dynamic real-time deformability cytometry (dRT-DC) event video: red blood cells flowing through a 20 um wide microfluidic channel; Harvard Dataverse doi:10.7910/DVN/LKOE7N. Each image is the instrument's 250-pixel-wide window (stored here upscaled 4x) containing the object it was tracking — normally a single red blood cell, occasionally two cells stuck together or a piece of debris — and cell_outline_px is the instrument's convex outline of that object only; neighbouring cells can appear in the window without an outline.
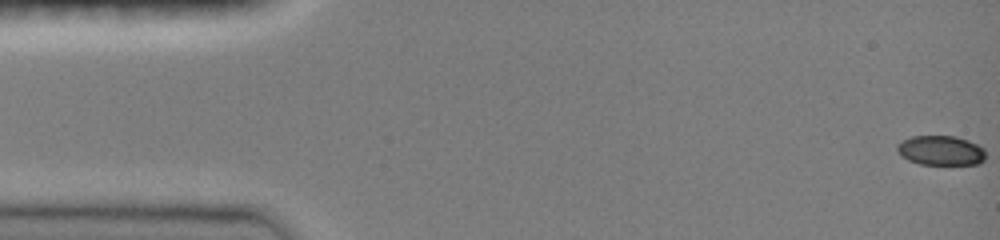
{"species": "common noctule bat (a hibernating species)", "species_latin": "Nyctalus noctula", "temperature_condition": "room temperature", "stored_images_in_passage": 48, "camera_frame_rate_fps": 3000, "um_per_image_px": 0.085, "animal": {"sex": "female", "body_mass_g": 19.0, "forearm_length_mm": 51.5}, "frame": {"image": 1, "passage_image": 1, "time_ms": 0.0, "image_size_px": [1000, 240], "cell_outline_px": [[984, 160], [980, 164], [920, 164], [908, 160], [900, 156], [896, 148], [896, 144], [900, 140], [912, 136], [956, 136], [968, 140], [984, 148]], "centroid_in_image_um": [79.93, 12.78], "position_along_channel_um": 5.1, "area_um2": 15.43}}
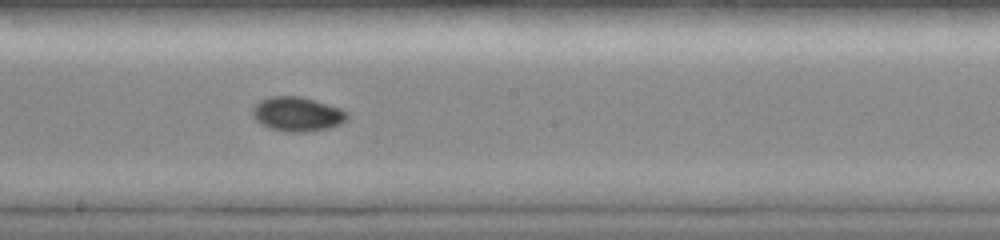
{"frame": {"image": 2, "passage_image": 27, "time_ms": 8.667, "image_size_px": [1000, 240], "cell_outline_px": [[348, 120], [340, 124], [328, 128], [308, 132], [288, 132], [268, 128], [260, 124], [252, 116], [252, 108], [260, 100], [272, 96], [300, 96], [340, 108], [348, 112]], "centroid_in_image_um": [25.26, 9.71], "position_along_channel_um": 222.9, "area_um2": 19.07}}
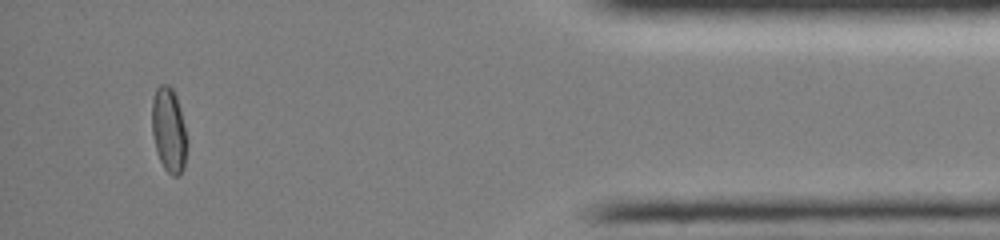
{"frame": {"image": 3, "passage_image": 45, "time_ms": 14.667, "image_size_px": [1000, 240], "cell_outline_px": [[188, 144], [184, 168], [180, 176], [172, 176], [164, 168], [156, 152], [152, 132], [152, 100], [156, 88], [160, 84], [168, 84], [172, 88], [176, 96], [180, 108], [188, 140]], "centroid_in_image_um": [14.36, 11.08], "position_along_channel_um": 420.8, "area_um2": 17.63}, "authors_computed_cell_mechanics": {"area_um2": 17.4556, "velocity_mm_per_s": 4.0464, "shape_relaxation_time_tau1_ms": null, "shape_relaxation_time_tau2_ms": 1.853, "deformation_change_tau1": null, "deformation_change_tau2": 0.0279}}